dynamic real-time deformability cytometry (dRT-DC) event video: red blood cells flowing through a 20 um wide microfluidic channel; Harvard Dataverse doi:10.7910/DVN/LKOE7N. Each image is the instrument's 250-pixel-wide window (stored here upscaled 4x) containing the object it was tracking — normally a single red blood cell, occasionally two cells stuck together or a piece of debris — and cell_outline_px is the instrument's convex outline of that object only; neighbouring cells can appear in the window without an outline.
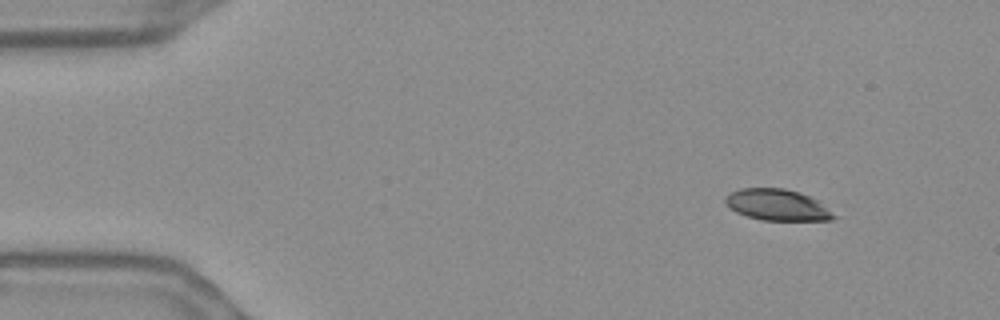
{"species": "Egyptian fruit bat (a non-hibernating species)", "species_latin": "Rousettus aegyptiacus", "temperature_condition": "warm", "stored_images_in_passage": 50, "camera_frame_rate_fps": 3000, "um_per_image_px": 0.085, "frame": {"image": 1, "passage_image": 1, "time_ms": 0.0, "image_size_px": [1000, 320], "cell_outline_px": [[840, 216], [832, 220], [760, 220], [736, 212], [724, 204], [724, 200], [732, 192], [740, 188], [784, 188], [800, 192], [820, 200]], "centroid_in_image_um": [66.16, 17.42], "position_along_channel_um": 18.8, "area_um2": 20.11}}
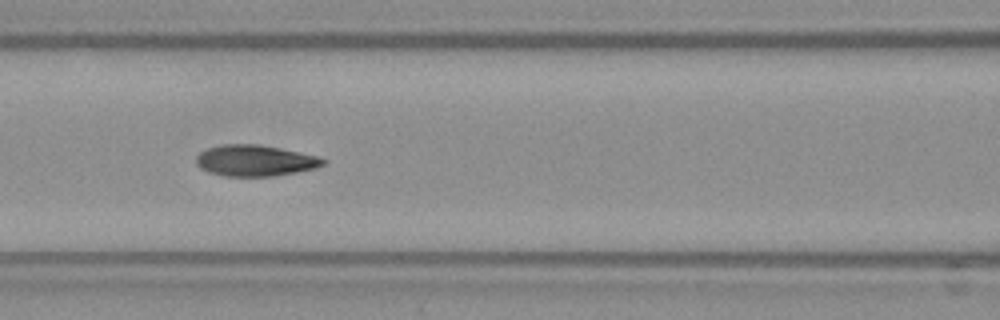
{"frame": {"image": 2, "passage_image": 19, "time_ms": 6.0, "image_size_px": [1000, 320], "cell_outline_px": [[328, 160], [324, 164], [316, 168], [296, 172], [272, 176], [224, 176], [208, 172], [200, 168], [196, 164], [196, 156], [200, 152], [208, 148], [224, 144], [260, 144], [320, 156]], "centroid_in_image_um": [21.69, 13.64], "position_along_channel_um": 144.9, "area_um2": 23.18}}
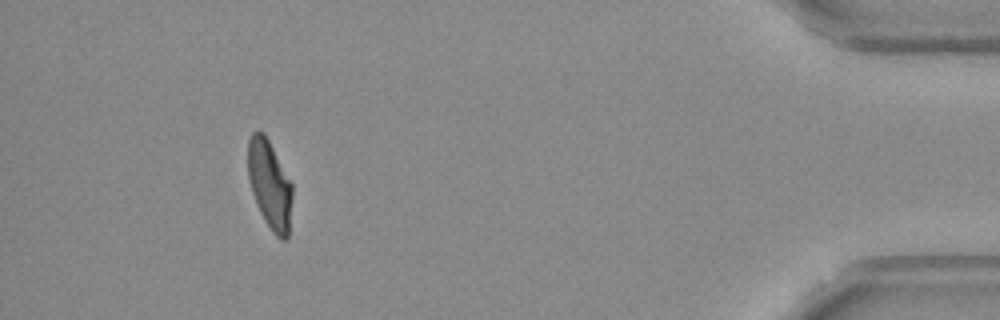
{"frame": {"image": 3, "passage_image": 46, "time_ms": 15.0, "image_size_px": [1000, 320], "cell_outline_px": [[292, 196], [288, 240], [280, 240], [272, 232], [264, 220], [260, 212], [252, 192], [248, 176], [248, 140], [252, 132], [264, 132], [292, 184]], "centroid_in_image_um": [22.92, 15.73], "position_along_channel_um": 412.3, "area_um2": 22.77}, "authors_computed_cell_mechanics": {"area_um2": 23.12, "velocity_mm_per_s": 3.6677, "shape_relaxation_time_tau1_ms": 3.9619, "shape_relaxation_time_tau2_ms": 1.2564, "deformation_change_tau1": 0.1633, "deformation_change_tau2": 0.0534}}